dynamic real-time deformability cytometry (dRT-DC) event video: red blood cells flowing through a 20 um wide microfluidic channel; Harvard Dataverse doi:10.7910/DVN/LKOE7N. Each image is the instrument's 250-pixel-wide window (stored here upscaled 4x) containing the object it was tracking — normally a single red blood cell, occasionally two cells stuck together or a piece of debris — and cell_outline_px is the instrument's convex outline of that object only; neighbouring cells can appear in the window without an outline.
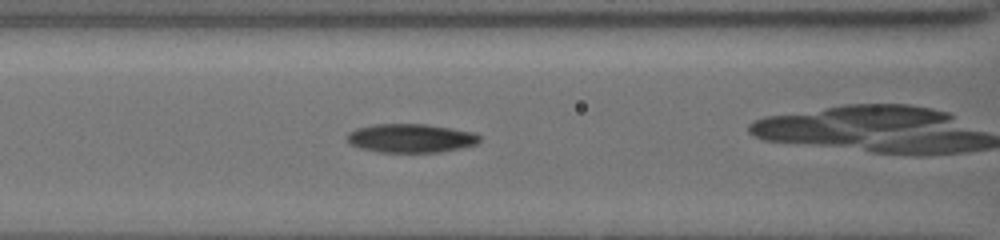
{"species": "common noctule bat (a hibernating species)", "species_latin": "Nyctalus noctula", "temperature_condition": "cold", "stored_images_in_passage": 9, "camera_frame_rate_fps": 3000, "um_per_image_px": 0.085, "animal": {"sex": "female", "body_mass_g": 19.5, "forearm_length_mm": 54.1}, "frame": {"image": 1, "passage_image": 8, "time_ms": 6.667, "image_size_px": [1000, 240], "cell_outline_px": [[480, 140], [476, 144], [460, 148], [440, 152], [380, 152], [360, 148], [352, 144], [348, 140], [348, 132], [356, 128], [376, 124], [424, 124], [472, 132], [480, 136]], "centroid_in_image_um": [34.91, 11.75], "position_along_channel_um": 131.7, "area_um2": 21.91}}